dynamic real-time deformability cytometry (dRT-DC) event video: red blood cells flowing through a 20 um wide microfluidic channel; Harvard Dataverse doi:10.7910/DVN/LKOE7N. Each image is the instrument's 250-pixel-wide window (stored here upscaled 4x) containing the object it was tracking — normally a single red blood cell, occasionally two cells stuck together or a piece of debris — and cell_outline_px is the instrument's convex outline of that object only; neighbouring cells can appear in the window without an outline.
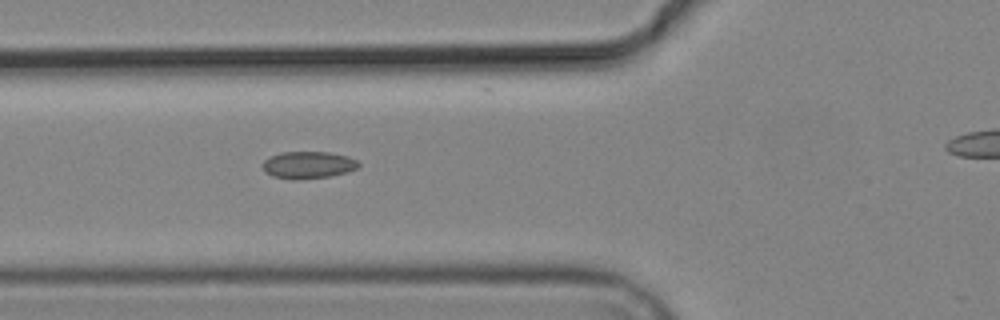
{"species": "common noctule bat (a hibernating species)", "species_latin": "Nyctalus noctula", "temperature_condition": "cold", "stored_images_in_passage": 7, "camera_frame_rate_fps": 3000, "um_per_image_px": 0.085, "animal": {"sex": "male", "body_mass_g": 19.2, "forearm_length_mm": 51.8}, "frame": {"image": 1, "passage_image": 6, "time_ms": 5.667, "image_size_px": [1000, 320], "cell_outline_px": [[360, 164], [356, 168], [348, 172], [328, 176], [300, 180], [292, 180], [272, 176], [264, 172], [260, 164], [264, 160], [280, 152], [328, 152], [348, 156], [356, 160]], "centroid_in_image_um": [26.14, 14.03], "position_along_channel_um": 99.7, "area_um2": 15.32}}